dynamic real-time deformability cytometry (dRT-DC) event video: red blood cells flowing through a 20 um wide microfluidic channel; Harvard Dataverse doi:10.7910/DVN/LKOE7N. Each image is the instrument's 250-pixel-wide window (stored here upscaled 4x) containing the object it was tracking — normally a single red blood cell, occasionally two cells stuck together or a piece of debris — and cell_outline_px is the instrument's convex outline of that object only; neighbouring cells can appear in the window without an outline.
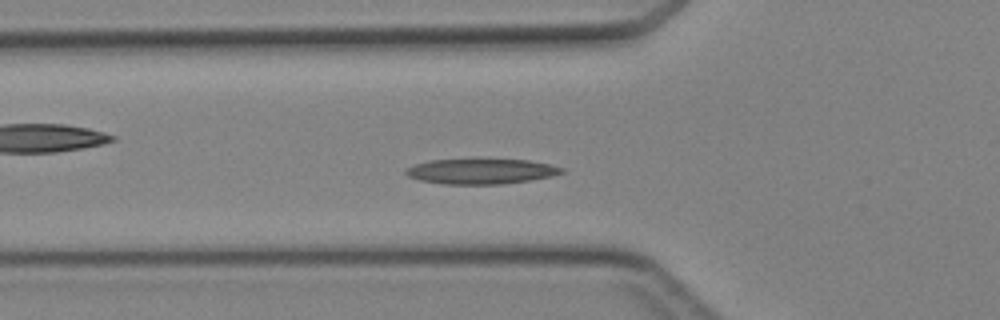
{"species": "Egyptian fruit bat (a non-hibernating species)", "species_latin": "Rousettus aegyptiacus", "temperature_condition": "cold", "stored_images_in_passage": 45, "camera_frame_rate_fps": 3000, "um_per_image_px": 0.085, "animal": {"sex": "female"}, "frame": {"image": 1, "passage_image": 14, "time_ms": 4.333, "image_size_px": [1000, 320], "cell_outline_px": [[564, 172], [548, 176], [528, 180], [500, 184], [444, 184], [420, 180], [408, 176], [404, 172], [404, 168], [416, 164], [432, 160], [476, 156], [528, 160], [548, 164], [564, 168]], "centroid_in_image_um": [40.83, 14.5], "position_along_channel_um": 85.0, "area_um2": 23.81}}
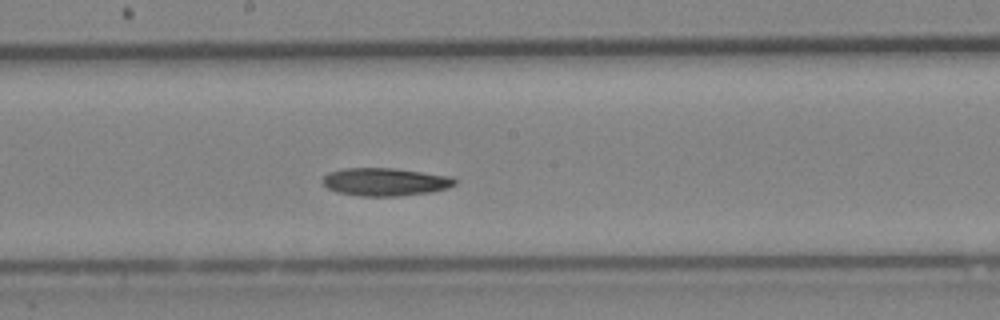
{"frame": {"image": 2, "passage_image": 23, "time_ms": 7.333, "image_size_px": [1000, 320], "cell_outline_px": [[460, 180], [456, 184], [448, 188], [432, 192], [400, 196], [360, 196], [336, 192], [328, 188], [320, 180], [328, 172], [344, 168], [396, 168], [448, 176]], "centroid_in_image_um": [32.74, 15.46], "position_along_channel_um": 215.5, "area_um2": 21.73}}
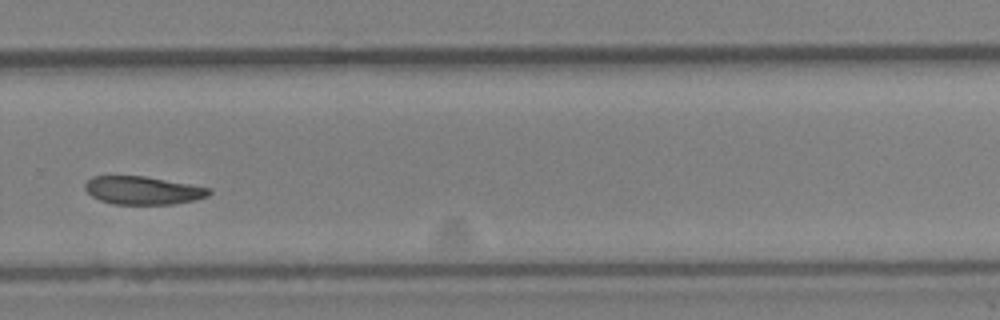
{"frame": {"image": 3, "passage_image": 30, "time_ms": 9.667, "image_size_px": [1000, 320], "cell_outline_px": [[212, 192], [208, 196], [196, 200], [172, 204], [112, 204], [100, 200], [92, 196], [84, 188], [84, 184], [92, 176], [144, 176], [212, 188]], "centroid_in_image_um": [12.16, 16.18], "position_along_channel_um": 317.6, "area_um2": 20.35}}